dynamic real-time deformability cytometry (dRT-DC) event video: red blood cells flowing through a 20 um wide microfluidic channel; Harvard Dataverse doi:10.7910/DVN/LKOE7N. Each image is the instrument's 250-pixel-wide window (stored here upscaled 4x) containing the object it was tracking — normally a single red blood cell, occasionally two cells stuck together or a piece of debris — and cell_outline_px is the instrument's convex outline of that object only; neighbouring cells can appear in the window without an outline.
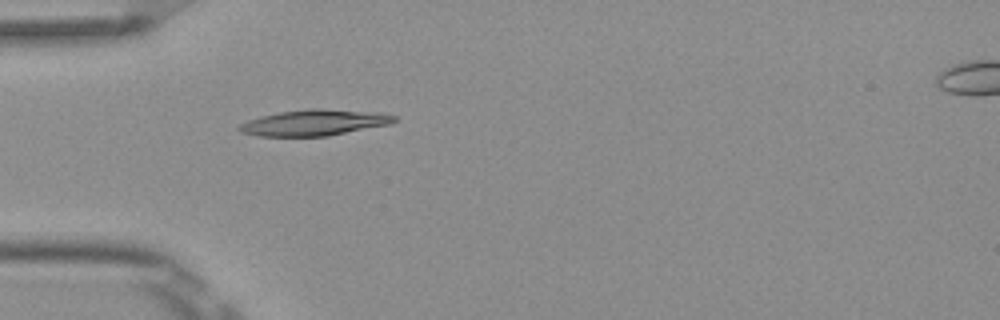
{"species": "Egyptian fruit bat (a non-hibernating species)", "species_latin": "Rousettus aegyptiacus", "temperature_condition": "room temperature", "stored_images_in_passage": 2, "camera_frame_rate_fps": 3000, "um_per_image_px": 0.085, "frame": {"image": 1, "passage_image": 2, "time_ms": 0.333, "image_size_px": [1000, 320], "cell_outline_px": [[396, 120], [388, 124], [328, 136], [256, 136], [240, 132], [236, 128], [240, 124], [248, 120], [260, 116], [280, 112], [308, 108], [320, 108], [380, 112], [396, 116]], "centroid_in_image_um": [26.68, 10.42], "position_along_channel_um": 58.3, "area_um2": 23.52}}